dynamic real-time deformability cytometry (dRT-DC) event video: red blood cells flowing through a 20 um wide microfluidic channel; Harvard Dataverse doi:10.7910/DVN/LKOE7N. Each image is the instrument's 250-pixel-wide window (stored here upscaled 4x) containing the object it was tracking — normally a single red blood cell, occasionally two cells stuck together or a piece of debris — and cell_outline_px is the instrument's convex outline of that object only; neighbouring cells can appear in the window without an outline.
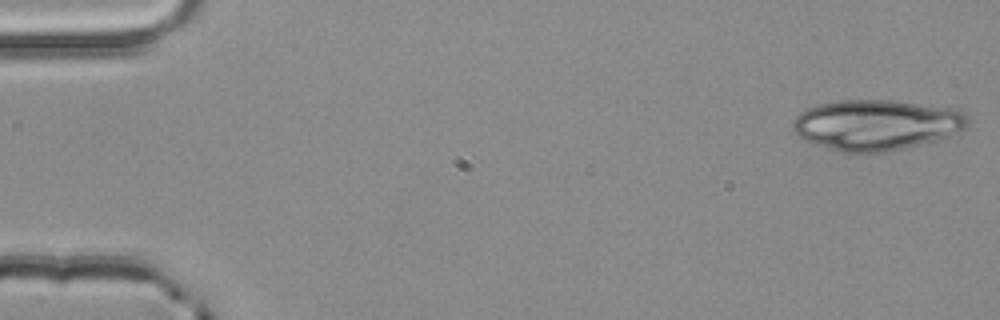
{"species": "common noctule bat (a hibernating species)", "species_latin": "Nyctalus noctula", "temperature_condition": "room temperature", "stored_images_in_passage": 4, "camera_frame_rate_fps": 3000, "um_per_image_px": 0.085, "animal": {"sex": "male", "body_mass_g": 20.4}, "frame": {"image": 1, "passage_image": 1, "time_ms": 0.0, "image_size_px": [1000, 320], "cell_outline_px": [[968, 128], [948, 136], [936, 140], [904, 148], [884, 152], [840, 152], [808, 140], [800, 136], [792, 128], [792, 120], [804, 108], [836, 100], [892, 100], [960, 108], [964, 112], [968, 120]], "centroid_in_image_um": [74.54, 10.59], "position_along_channel_um": 10.5, "area_um2": 51.67}}